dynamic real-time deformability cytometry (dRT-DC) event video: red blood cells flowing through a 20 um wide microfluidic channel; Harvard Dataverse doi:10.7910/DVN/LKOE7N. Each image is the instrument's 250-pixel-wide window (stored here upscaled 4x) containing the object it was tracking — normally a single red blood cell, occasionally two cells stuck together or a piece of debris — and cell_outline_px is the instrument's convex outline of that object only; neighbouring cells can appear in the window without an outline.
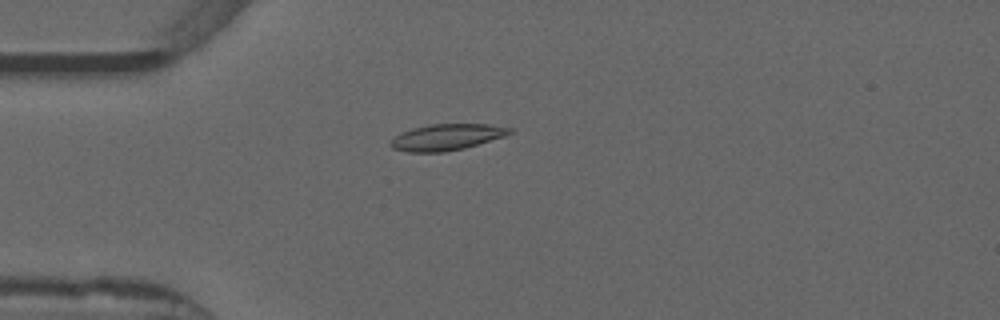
{"species": "common noctule bat (a hibernating species)", "species_latin": "Nyctalus noctula", "temperature_condition": "warm", "stored_images_in_passage": 53, "camera_frame_rate_fps": 3000, "um_per_image_px": 0.085, "animal": {"sex": "male", "forearm_length_mm": 52.5}, "frame": {"image": 1, "passage_image": 14, "time_ms": 4.333, "image_size_px": [1000, 320], "cell_outline_px": [[512, 132], [504, 136], [464, 148], [444, 152], [408, 152], [392, 148], [388, 144], [388, 140], [404, 132], [416, 128], [432, 124], [488, 124], [512, 128]], "centroid_in_image_um": [37.94, 11.66], "position_along_channel_um": 47.1, "area_um2": 17.98}}
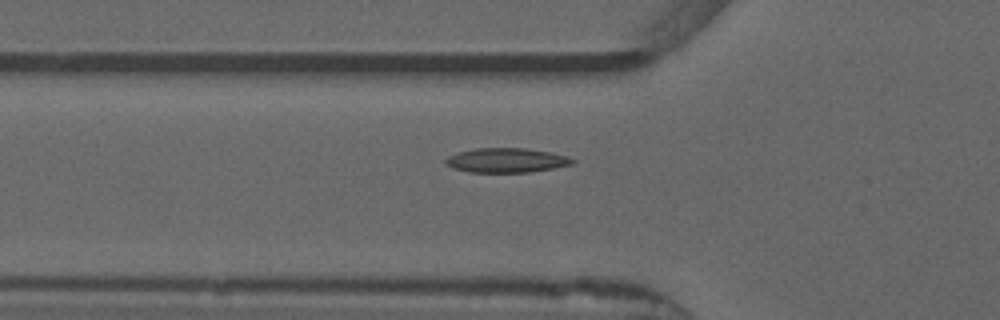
{"frame": {"image": 2, "passage_image": 18, "time_ms": 5.667, "image_size_px": [1000, 320], "cell_outline_px": [[576, 160], [572, 164], [552, 168], [528, 172], [468, 172], [452, 168], [444, 164], [444, 160], [448, 156], [460, 152], [476, 148], [524, 148], [548, 152], [564, 156]], "centroid_in_image_um": [42.97, 13.63], "position_along_channel_um": 82.8, "area_um2": 17.86}}
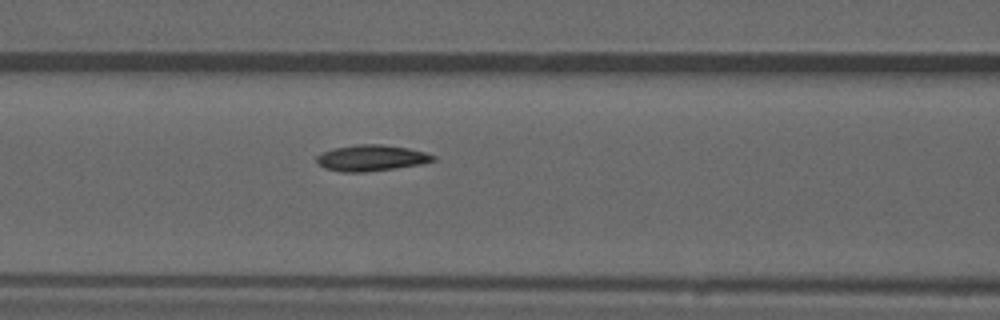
{"frame": {"image": 3, "passage_image": 22, "time_ms": 7.0, "image_size_px": [1000, 320], "cell_outline_px": [[436, 160], [420, 164], [364, 172], [340, 172], [324, 168], [316, 164], [316, 156], [332, 148], [360, 144], [380, 144], [408, 148], [424, 152], [436, 156]], "centroid_in_image_um": [31.51, 13.43], "position_along_channel_um": 135.1, "area_um2": 17.63}}